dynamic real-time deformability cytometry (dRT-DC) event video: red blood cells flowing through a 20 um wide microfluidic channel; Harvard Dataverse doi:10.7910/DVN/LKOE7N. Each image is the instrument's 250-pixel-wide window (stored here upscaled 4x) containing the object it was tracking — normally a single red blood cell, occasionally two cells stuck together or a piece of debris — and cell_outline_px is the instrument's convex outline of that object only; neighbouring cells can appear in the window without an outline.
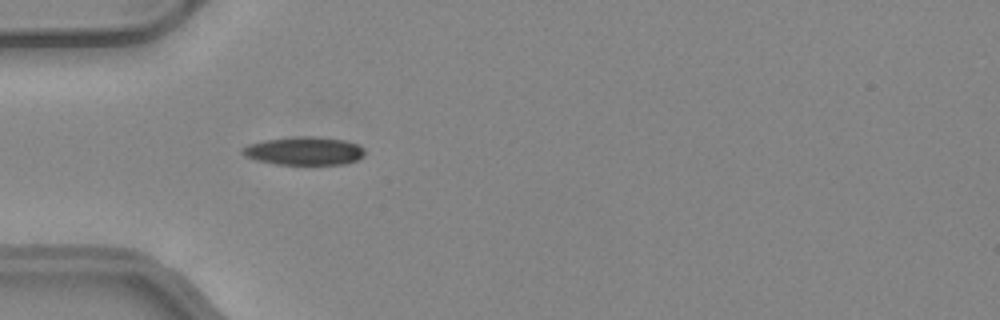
{"species": "common noctule bat (a hibernating species)", "species_latin": "Nyctalus noctula", "temperature_condition": "warm", "stored_images_in_passage": 35, "camera_frame_rate_fps": 3000, "um_per_image_px": 0.085, "animal": {"sex": "female", "body_mass_g": 24.6, "forearm_length_mm": 56.2}, "frame": {"image": 1, "passage_image": 1, "time_ms": 0.0, "image_size_px": [1000, 320], "cell_outline_px": [[364, 156], [356, 160], [344, 164], [276, 164], [256, 160], [244, 156], [240, 152], [240, 148], [248, 144], [264, 140], [300, 136], [312, 136], [344, 140], [356, 144], [364, 148]], "centroid_in_image_um": [25.81, 12.83], "position_along_channel_um": 59.2, "area_um2": 20.11}}
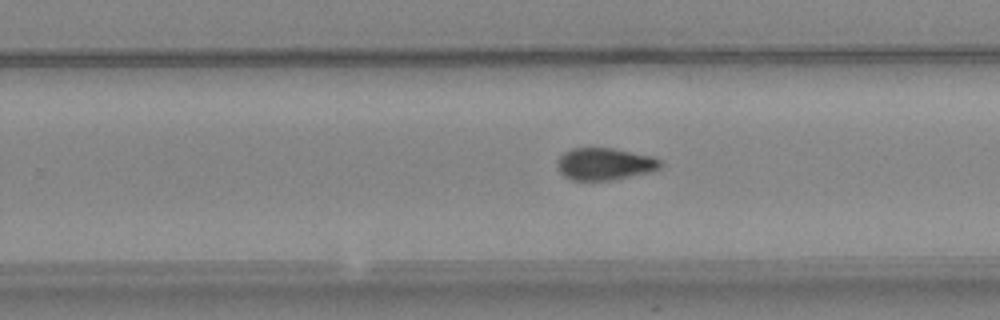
{"frame": {"image": 2, "passage_image": 17, "time_ms": 5.333, "image_size_px": [1000, 320], "cell_outline_px": [[664, 164], [660, 168], [652, 172], [612, 180], [572, 180], [564, 176], [560, 172], [556, 164], [556, 160], [564, 152], [572, 148], [612, 148], [652, 156], [660, 160]], "centroid_in_image_um": [51.4, 13.94], "position_along_channel_um": 278.4, "area_um2": 19.48}}
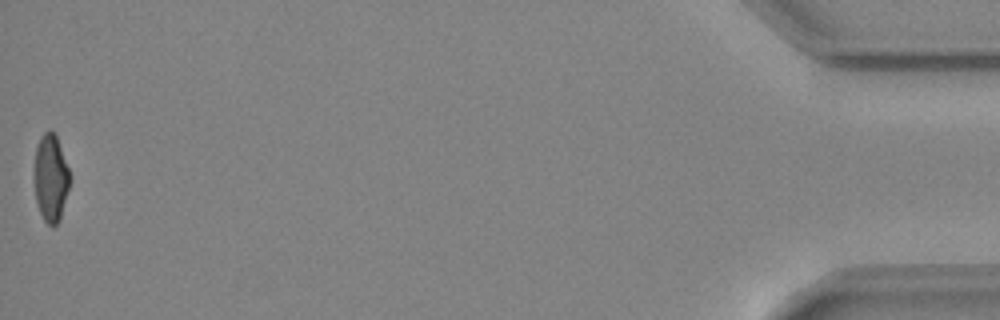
{"frame": {"image": 3, "passage_image": 35, "time_ms": 11.333, "image_size_px": [1000, 320], "cell_outline_px": [[72, 180], [60, 220], [52, 228], [44, 220], [36, 204], [32, 176], [36, 148], [40, 136], [48, 128], [56, 132], [72, 176]], "centroid_in_image_um": [4.32, 15.1], "position_along_channel_um": 430.9, "area_um2": 19.25}, "authors_computed_cell_mechanics": {"area_um2": 19.8254, "velocity_mm_per_s": 4.1812, "shape_relaxation_time_tau1_ms": 9.8337, "shape_relaxation_time_tau2_ms": 4.1704, "deformation_change_tau1": 0.2272, "deformation_change_tau2": 0.1126}}